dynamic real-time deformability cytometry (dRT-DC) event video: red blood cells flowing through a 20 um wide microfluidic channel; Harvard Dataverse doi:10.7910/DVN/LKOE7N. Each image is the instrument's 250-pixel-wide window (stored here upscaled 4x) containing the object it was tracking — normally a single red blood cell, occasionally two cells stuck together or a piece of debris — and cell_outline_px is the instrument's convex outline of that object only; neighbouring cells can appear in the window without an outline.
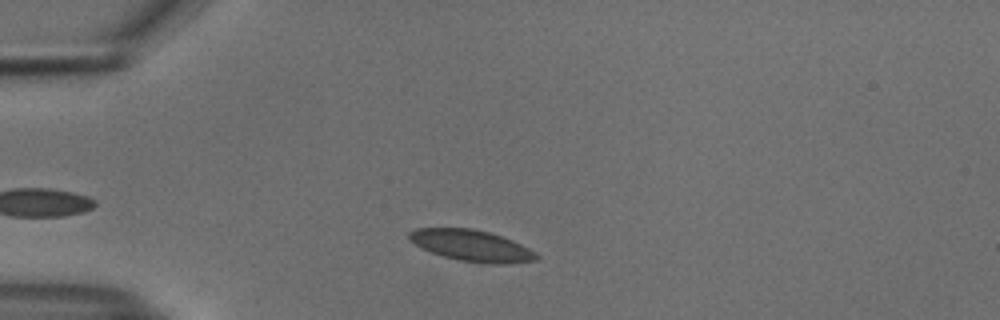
{"species": "common noctule bat (a hibernating species)", "species_latin": "Nyctalus noctula", "temperature_condition": "cold", "stored_images_in_passage": 45, "camera_frame_rate_fps": 3000, "um_per_image_px": 0.085, "animal": {"sex": "male", "body_mass_g": 18.8}, "frame": {"image": 1, "passage_image": 4, "time_ms": 1.0, "image_size_px": [1000, 320], "cell_outline_px": [[540, 256], [536, 260], [508, 264], [488, 264], [460, 260], [444, 256], [420, 248], [408, 240], [408, 232], [416, 228], [472, 228], [488, 232], [512, 240], [536, 252]], "centroid_in_image_um": [40.06, 20.88], "position_along_channel_um": 44.9, "area_um2": 23.24}}
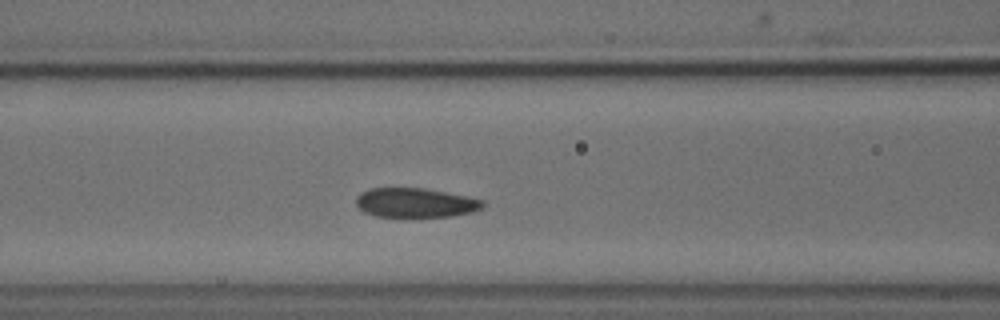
{"frame": {"image": 2, "passage_image": 13, "time_ms": 4.0, "image_size_px": [1000, 320], "cell_outline_px": [[484, 208], [472, 212], [452, 216], [376, 216], [364, 212], [356, 204], [356, 196], [360, 192], [368, 188], [424, 188], [468, 196], [484, 200]], "centroid_in_image_um": [35.32, 17.22], "position_along_channel_um": 131.3, "area_um2": 21.73}}
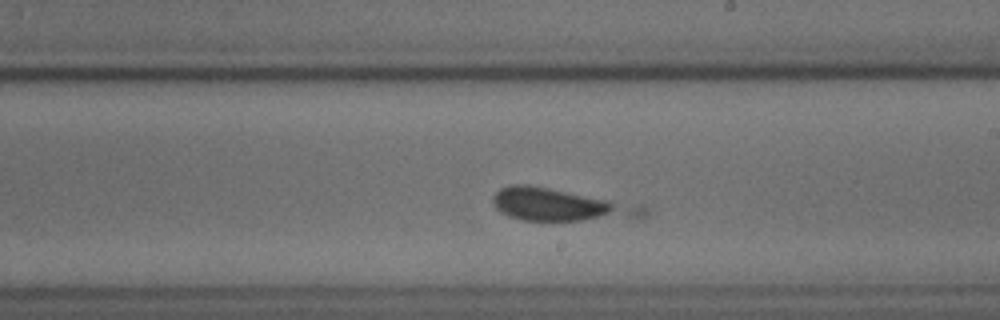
{"frame": {"image": 3, "passage_image": 22, "time_ms": 7.0, "image_size_px": [1000, 320], "cell_outline_px": [[648, 216], [580, 220], [520, 220], [508, 216], [500, 212], [492, 204], [492, 196], [500, 188], [512, 184], [528, 184], [648, 208]], "centroid_in_image_um": [47.46, 17.42], "position_along_channel_um": 241.5, "area_um2": 27.34}}